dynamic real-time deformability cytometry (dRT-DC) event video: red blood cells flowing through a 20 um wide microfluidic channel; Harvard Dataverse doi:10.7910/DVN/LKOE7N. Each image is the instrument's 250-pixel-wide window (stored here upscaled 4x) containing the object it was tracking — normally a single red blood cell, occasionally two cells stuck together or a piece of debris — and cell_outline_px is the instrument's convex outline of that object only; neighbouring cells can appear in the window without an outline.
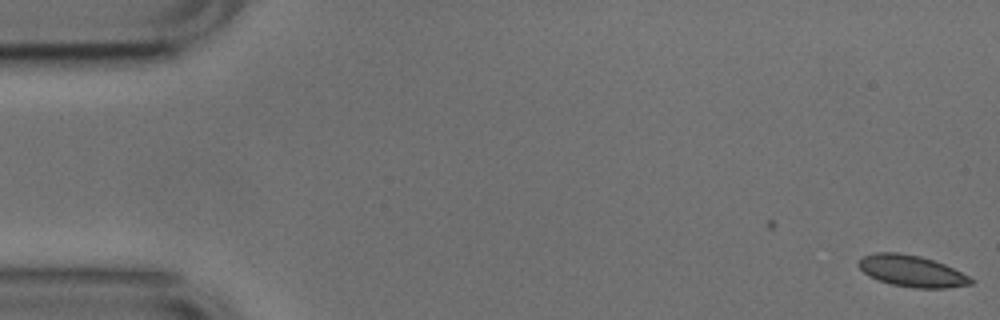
{"species": "common noctule bat (a hibernating species)", "species_latin": "Nyctalus noctula", "temperature_condition": "cold", "stored_images_in_passage": 2, "camera_frame_rate_fps": 3000, "um_per_image_px": 0.085, "animal": {"sex": "male", "body_mass_g": 17.9, "forearm_length_mm": 54.2}, "frame": {"image": 1, "passage_image": 2, "time_ms": 0.333, "image_size_px": [1000, 320], "cell_outline_px": [[976, 280], [972, 284], [948, 288], [916, 288], [892, 284], [868, 276], [856, 264], [864, 256], [876, 252], [896, 252], [920, 256], [944, 264]], "centroid_in_image_um": [77.5, 23.04], "position_along_channel_um": 7.5, "area_um2": 20.4}}